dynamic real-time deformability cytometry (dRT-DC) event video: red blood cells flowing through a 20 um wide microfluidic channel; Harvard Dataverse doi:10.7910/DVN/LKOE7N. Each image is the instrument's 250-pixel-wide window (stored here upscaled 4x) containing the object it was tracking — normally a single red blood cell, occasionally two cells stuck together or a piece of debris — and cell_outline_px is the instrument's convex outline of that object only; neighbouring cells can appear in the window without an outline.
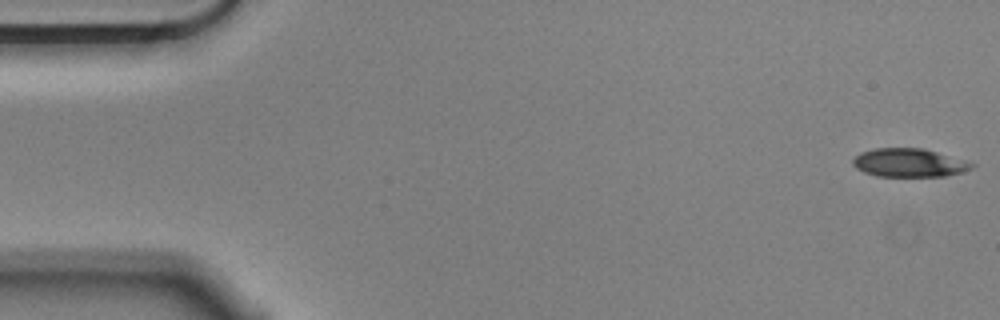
{"species": "Egyptian fruit bat (a non-hibernating species)", "species_latin": "Rousettus aegyptiacus", "temperature_condition": "cold", "stored_images_in_passage": 56, "camera_frame_rate_fps": 3000, "um_per_image_px": 0.085, "animal": {"sex": "male"}, "frame": {"image": 1, "passage_image": 1, "time_ms": 0.0, "image_size_px": [1000, 320], "cell_outline_px": [[976, 164], [972, 168], [960, 172], [944, 176], [876, 176], [864, 172], [856, 168], [852, 164], [852, 160], [860, 152], [876, 148], [924, 148], [964, 160]], "centroid_in_image_um": [77.24, 13.83], "position_along_channel_um": 7.8, "area_um2": 19.59}}
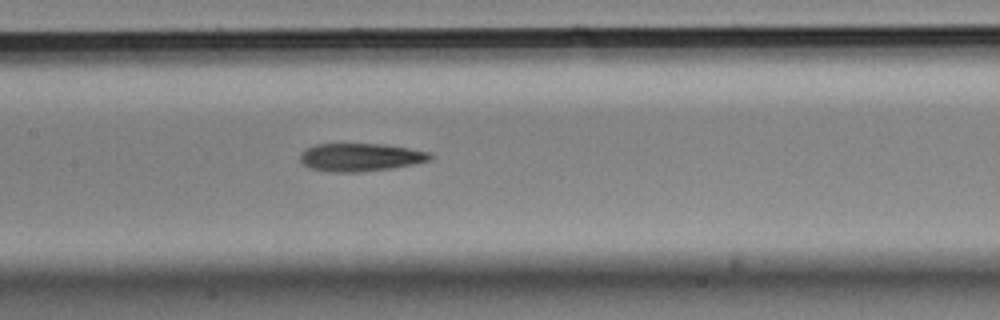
{"frame": {"image": 2, "passage_image": 26, "time_ms": 8.333, "image_size_px": [1000, 320], "cell_outline_px": [[432, 160], [392, 168], [360, 172], [332, 172], [308, 168], [300, 160], [300, 152], [316, 144], [384, 144], [408, 148], [428, 152], [432, 156]], "centroid_in_image_um": [30.62, 13.37], "position_along_channel_um": 176.8, "area_um2": 21.15}}
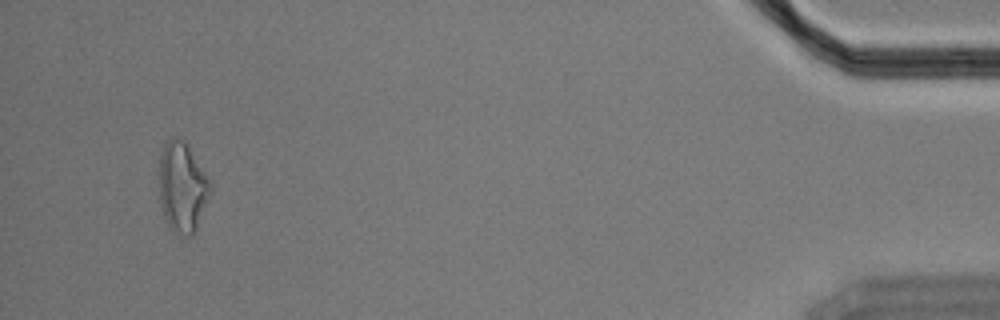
{"frame": {"image": 3, "passage_image": 53, "time_ms": 17.333, "image_size_px": [1000, 320], "cell_outline_px": [[212, 188], [196, 232], [192, 236], [184, 236], [172, 228], [168, 224], [164, 216], [160, 204], [160, 156], [164, 144], [172, 136], [184, 140], [188, 144], [212, 184]], "centroid_in_image_um": [15.52, 15.9], "position_along_channel_um": 419.7, "area_um2": 26.82}, "authors_computed_cell_mechanics": {"area_um2": 21.1837, "velocity_mm_per_s": 3.5601, "shape_relaxation_time_tau1_ms": 4.8779, "shape_relaxation_time_tau2_ms": 4.7546, "deformation_change_tau1": 0.1534, "deformation_change_tau2": 0.1755}}